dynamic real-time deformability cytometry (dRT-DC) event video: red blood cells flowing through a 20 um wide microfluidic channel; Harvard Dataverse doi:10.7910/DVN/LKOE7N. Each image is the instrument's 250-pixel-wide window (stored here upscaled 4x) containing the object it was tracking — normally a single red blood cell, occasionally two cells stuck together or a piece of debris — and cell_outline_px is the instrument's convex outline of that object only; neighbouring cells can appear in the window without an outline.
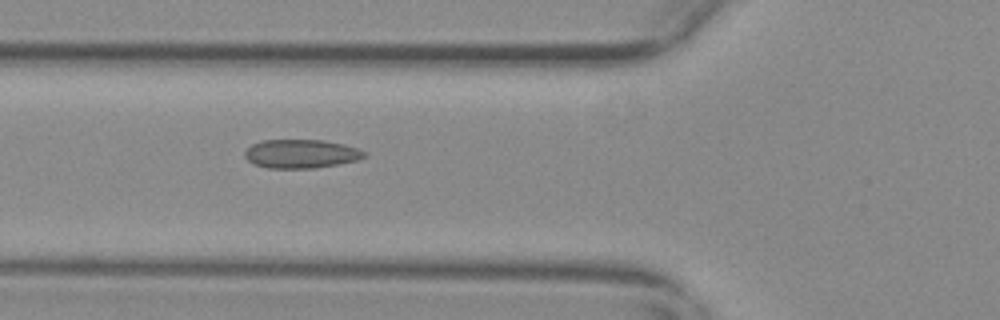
{"species": "common noctule bat (a hibernating species)", "species_latin": "Nyctalus noctula", "temperature_condition": "warm", "stored_images_in_passage": 28, "camera_frame_rate_fps": 3000, "um_per_image_px": 0.085, "animal": {"sex": "female", "body_mass_g": 29.2, "forearm_length_mm": 56.3}, "frame": {"image": 1, "passage_image": 3, "time_ms": 0.667, "image_size_px": [1000, 320], "cell_outline_px": [[368, 156], [356, 160], [316, 168], [268, 168], [256, 164], [248, 160], [244, 156], [244, 152], [252, 144], [260, 140], [324, 140], [344, 144], [368, 152]], "centroid_in_image_um": [25.61, 13.06], "position_along_channel_um": 100.2, "area_um2": 20.0}}
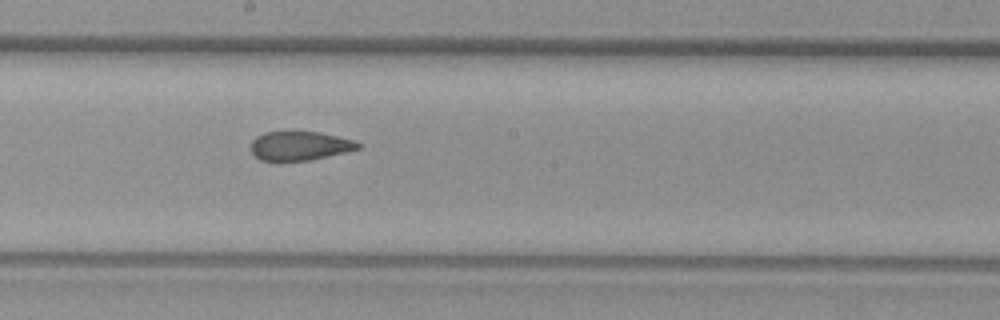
{"frame": {"image": 2, "passage_image": 13, "time_ms": 4.0, "image_size_px": [1000, 320], "cell_outline_px": [[360, 148], [312, 160], [260, 160], [252, 152], [252, 140], [256, 136], [264, 132], [320, 132], [356, 140], [360, 144]], "centroid_in_image_um": [25.5, 12.38], "position_along_channel_um": 222.7, "area_um2": 17.92}}
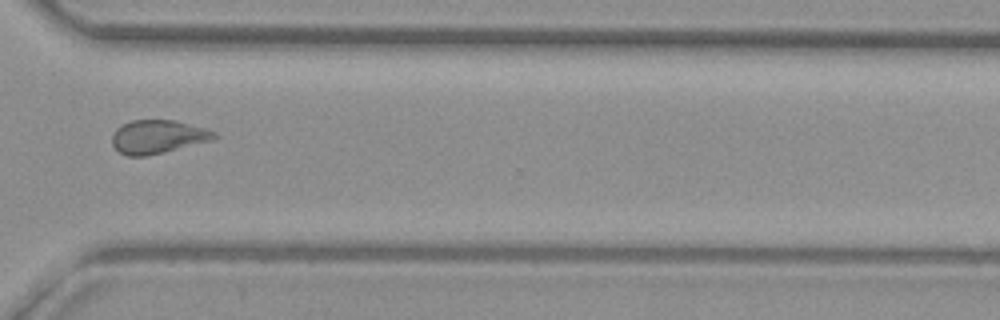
{"frame": {"image": 3, "passage_image": 24, "time_ms": 7.667, "image_size_px": [1000, 320], "cell_outline_px": [[220, 136], [212, 140], [148, 156], [128, 156], [120, 152], [112, 144], [112, 136], [116, 128], [120, 124], [132, 120], [176, 120], [204, 128], [216, 132]], "centroid_in_image_um": [13.41, 11.62], "position_along_channel_um": 357.2, "area_um2": 20.0}}